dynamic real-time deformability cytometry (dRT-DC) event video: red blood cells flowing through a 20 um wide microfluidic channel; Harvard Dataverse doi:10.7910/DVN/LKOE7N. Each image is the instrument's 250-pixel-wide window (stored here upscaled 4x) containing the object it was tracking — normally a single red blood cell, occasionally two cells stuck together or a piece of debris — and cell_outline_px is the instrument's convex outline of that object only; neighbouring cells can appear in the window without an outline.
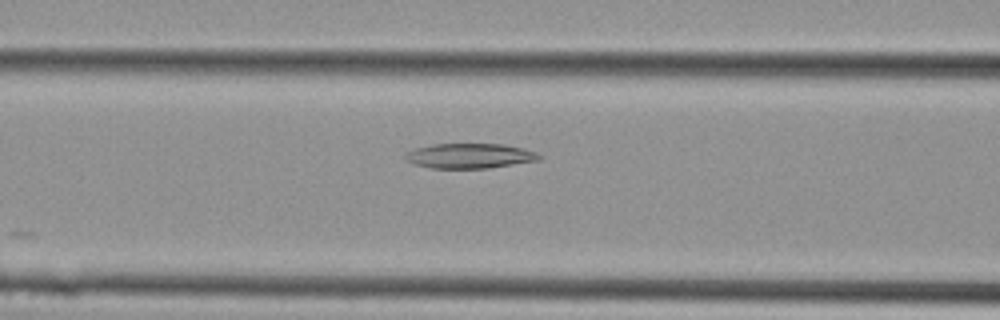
{"species": "Egyptian fruit bat (a non-hibernating species)", "species_latin": "Rousettus aegyptiacus", "temperature_condition": "cold", "stored_images_in_passage": 8, "camera_frame_rate_fps": 3000, "um_per_image_px": 0.085, "animal": {"sex": "female"}, "frame": {"image": 1, "passage_image": 5, "time_ms": 1.333, "image_size_px": [1000, 320], "cell_outline_px": [[544, 156], [540, 160], [488, 168], [432, 168], [412, 164], [404, 160], [404, 152], [416, 148], [432, 144], [504, 144], [524, 148], [536, 152]], "centroid_in_image_um": [39.91, 13.25], "position_along_channel_um": 126.7, "area_um2": 19.71}}
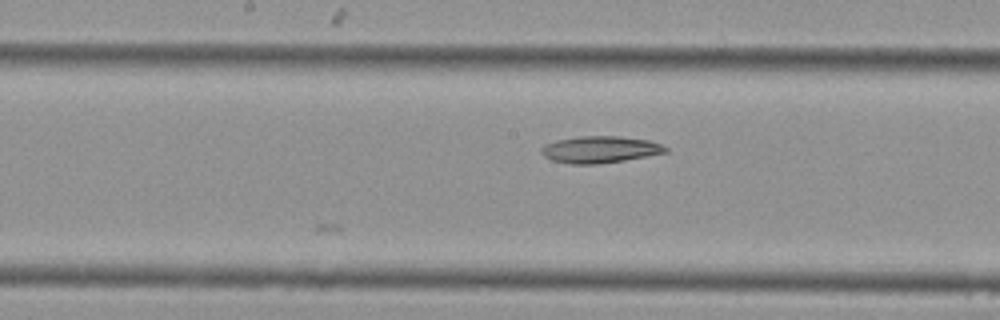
{"frame": {"image": 2, "passage_image": 8, "time_ms": 2.333, "image_size_px": [1000, 320], "cell_outline_px": [[668, 152], [624, 160], [600, 164], [572, 164], [552, 160], [544, 156], [540, 152], [540, 148], [544, 144], [556, 140], [580, 136], [620, 136], [648, 140], [660, 144], [668, 148]], "centroid_in_image_um": [50.97, 12.7], "position_along_channel_um": 197.2, "area_um2": 19.42}}